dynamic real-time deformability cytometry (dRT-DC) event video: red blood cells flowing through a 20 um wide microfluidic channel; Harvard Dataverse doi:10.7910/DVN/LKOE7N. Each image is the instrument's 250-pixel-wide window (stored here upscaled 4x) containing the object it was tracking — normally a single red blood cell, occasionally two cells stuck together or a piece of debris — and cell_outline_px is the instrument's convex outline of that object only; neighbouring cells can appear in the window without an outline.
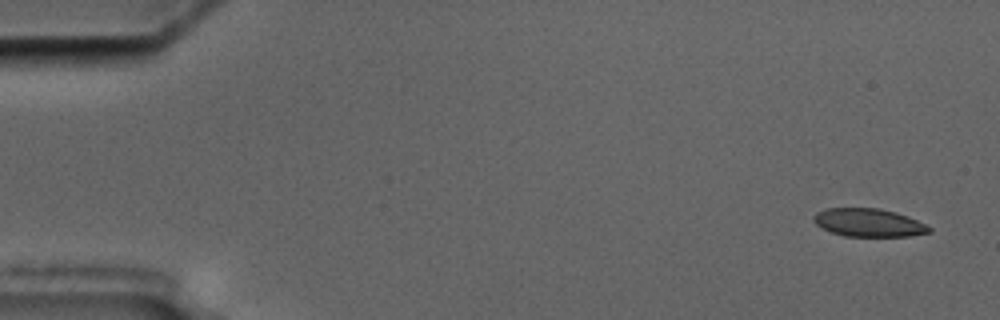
{"species": "common noctule bat (a hibernating species)", "species_latin": "Nyctalus noctula", "temperature_condition": "cold", "stored_images_in_passage": 4, "camera_frame_rate_fps": 3000, "um_per_image_px": 0.085, "animal": {"sex": "male", "body_mass_g": 17.5, "forearm_length_mm": 52.3}, "frame": {"image": 1, "passage_image": 1, "time_ms": 0.0, "image_size_px": [1000, 320], "cell_outline_px": [[932, 232], [908, 236], [844, 236], [832, 232], [816, 224], [812, 220], [812, 216], [816, 212], [824, 208], [880, 208], [896, 212], [908, 216], [932, 228]], "centroid_in_image_um": [73.82, 18.91], "position_along_channel_um": 11.2, "area_um2": 18.96}}